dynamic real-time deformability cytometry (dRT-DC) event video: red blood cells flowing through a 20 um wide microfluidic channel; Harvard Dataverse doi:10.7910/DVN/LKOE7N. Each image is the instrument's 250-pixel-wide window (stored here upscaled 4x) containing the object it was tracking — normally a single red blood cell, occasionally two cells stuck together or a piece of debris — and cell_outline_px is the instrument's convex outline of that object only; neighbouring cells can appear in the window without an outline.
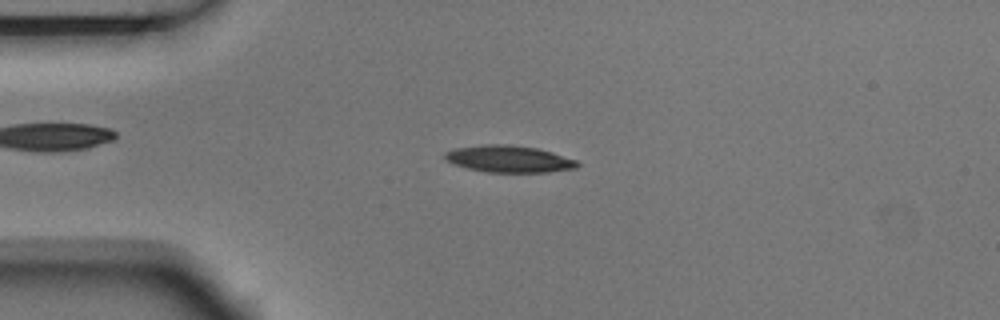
{"species": "Egyptian fruit bat (a non-hibernating species)", "species_latin": "Rousettus aegyptiacus", "temperature_condition": "room temperature", "stored_images_in_passage": 5, "camera_frame_rate_fps": 3000, "um_per_image_px": 0.085, "animal": {"sex": "male"}, "frame": {"image": 1, "passage_image": 4, "time_ms": 1.0, "image_size_px": [1000, 320], "cell_outline_px": [[580, 164], [576, 168], [548, 172], [488, 172], [468, 168], [456, 164], [448, 160], [444, 156], [444, 152], [456, 148], [484, 144], [508, 144], [536, 148], [552, 152], [576, 160]], "centroid_in_image_um": [43.28, 13.5], "position_along_channel_um": 41.7, "area_um2": 20.52}}